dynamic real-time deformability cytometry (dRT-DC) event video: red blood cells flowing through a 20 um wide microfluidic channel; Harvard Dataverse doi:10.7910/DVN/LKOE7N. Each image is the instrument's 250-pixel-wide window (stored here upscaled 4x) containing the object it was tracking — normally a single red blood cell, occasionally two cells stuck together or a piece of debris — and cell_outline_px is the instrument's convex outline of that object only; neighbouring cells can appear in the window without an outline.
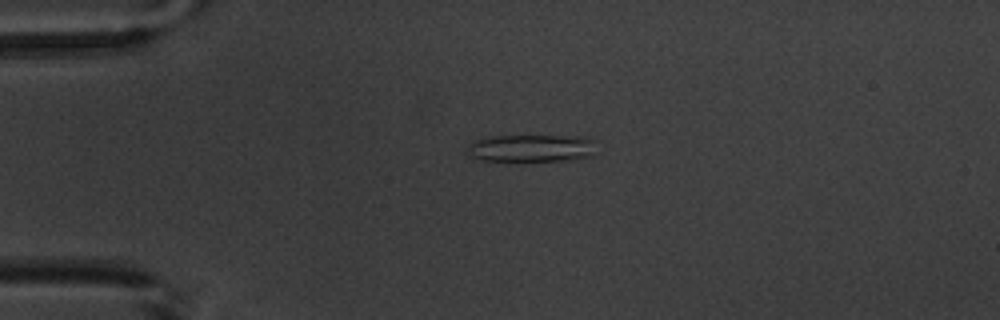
{"species": "common noctule bat (a hibernating species)", "species_latin": "Nyctalus noctula", "temperature_condition": "warm", "stored_images_in_passage": 3, "camera_frame_rate_fps": 3000, "um_per_image_px": 0.085, "animal": {"sex": "male", "body_mass_g": 20.1, "forearm_length_mm": 53.5}, "frame": {"image": 1, "passage_image": 2, "time_ms": 1.333, "image_size_px": [1000, 320], "cell_outline_px": [[596, 140], [592, 156], [568, 160], [480, 160], [464, 152], [468, 144], [476, 140], [488, 136], [588, 136]], "centroid_in_image_um": [45.18, 12.57], "position_along_channel_um": 39.8, "area_um2": 20.75}}